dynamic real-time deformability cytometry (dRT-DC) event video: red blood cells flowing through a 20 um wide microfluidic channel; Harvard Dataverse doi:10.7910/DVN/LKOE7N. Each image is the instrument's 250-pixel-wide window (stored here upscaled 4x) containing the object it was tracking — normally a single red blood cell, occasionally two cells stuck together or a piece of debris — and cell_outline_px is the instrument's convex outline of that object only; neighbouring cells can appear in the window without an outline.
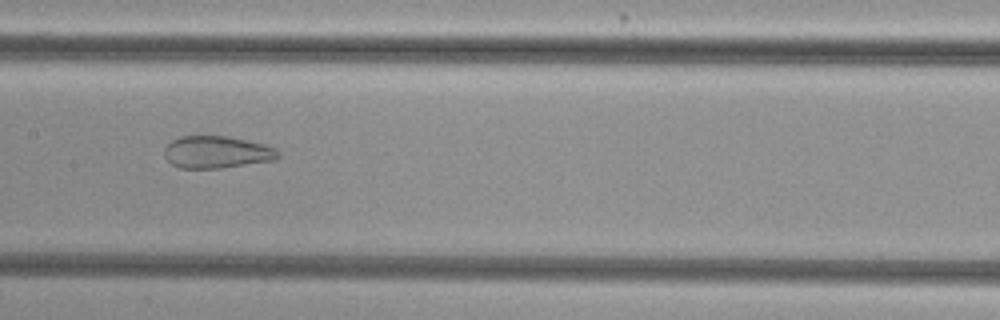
{"species": "common noctule bat (a hibernating species)", "species_latin": "Nyctalus noctula", "temperature_condition": "cold", "stored_images_in_passage": 54, "camera_frame_rate_fps": 3000, "um_per_image_px": 0.085, "animal": {"sex": "female", "body_mass_g": 29.2, "forearm_length_mm": 56.3}, "frame": {"image": 1, "passage_image": 28, "time_ms": 9.0, "image_size_px": [1000, 320], "cell_outline_px": [[280, 156], [276, 160], [220, 168], [180, 168], [172, 164], [164, 156], [164, 148], [172, 140], [180, 136], [228, 136], [264, 144], [276, 148], [280, 152]], "centroid_in_image_um": [18.44, 12.93], "position_along_channel_um": 189.0, "area_um2": 21.44}}
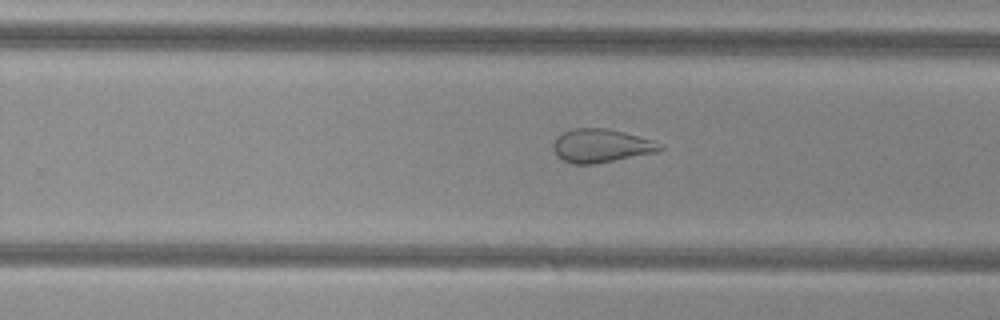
{"frame": {"image": 2, "passage_image": 35, "time_ms": 11.333, "image_size_px": [1000, 320], "cell_outline_px": [[664, 148], [656, 152], [596, 164], [572, 164], [556, 156], [552, 148], [552, 144], [556, 136], [572, 128], [608, 128], [624, 132], [652, 140], [664, 144]], "centroid_in_image_um": [51.07, 12.39], "position_along_channel_um": 278.7, "area_um2": 21.04}}
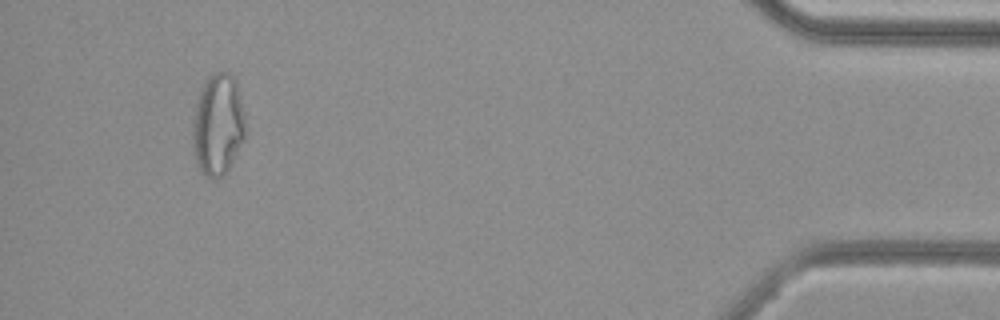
{"frame": {"image": 3, "passage_image": 51, "time_ms": 16.667, "image_size_px": [1000, 320], "cell_outline_px": [[244, 140], [228, 172], [224, 176], [216, 180], [212, 180], [204, 176], [200, 172], [196, 164], [192, 152], [192, 124], [196, 104], [200, 92], [208, 76], [216, 72], [228, 72], [236, 80], [244, 116]], "centroid_in_image_um": [18.5, 10.69], "position_along_channel_um": 416.7, "area_um2": 31.73}, "authors_computed_cell_mechanics": {"area_um2": 29.3335, "velocity_mm_per_s": 3.8587, "shape_relaxation_time_tau1_ms": null, "shape_relaxation_time_tau2_ms": 1.7127, "deformation_change_tau1": null, "deformation_change_tau2": 0.0856}}